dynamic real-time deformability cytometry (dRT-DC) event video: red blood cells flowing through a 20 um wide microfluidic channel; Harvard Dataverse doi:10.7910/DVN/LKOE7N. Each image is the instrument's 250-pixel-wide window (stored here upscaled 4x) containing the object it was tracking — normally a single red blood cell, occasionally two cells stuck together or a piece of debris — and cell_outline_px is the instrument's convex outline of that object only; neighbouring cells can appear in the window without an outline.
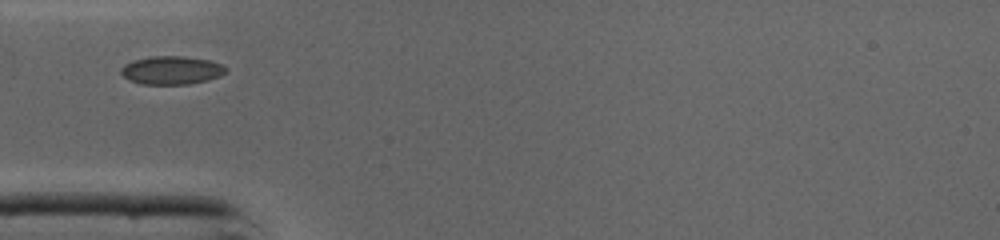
{"species": "common noctule bat (a hibernating species)", "species_latin": "Nyctalus noctula", "temperature_condition": "cold", "stored_images_in_passage": 24, "camera_frame_rate_fps": 3000, "um_per_image_px": 0.085, "animal": {"sex": "male", "body_mass_g": 19.0, "forearm_length_mm": 50.8}, "frame": {"image": 1, "passage_image": 1, "time_ms": 0.0, "image_size_px": [1000, 240], "cell_outline_px": [[228, 68], [220, 76], [208, 80], [188, 84], [140, 84], [128, 80], [120, 72], [120, 68], [124, 64], [132, 60], [152, 56], [184, 56], [208, 60], [220, 64]], "centroid_in_image_um": [14.54, 5.97], "position_along_channel_um": 70.5, "area_um2": 17.34}}
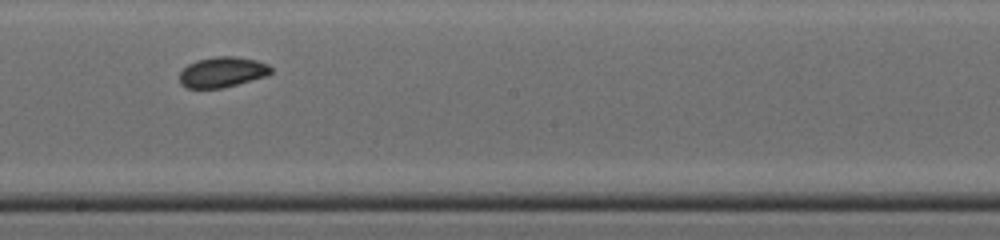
{"frame": {"image": 2, "passage_image": 12, "time_ms": 3.667, "image_size_px": [1000, 240], "cell_outline_px": [[272, 72], [268, 76], [220, 88], [188, 88], [180, 84], [180, 72], [188, 64], [196, 60], [216, 56], [236, 56], [256, 60], [268, 64], [272, 68]], "centroid_in_image_um": [18.91, 6.12], "position_along_channel_um": 229.3, "area_um2": 16.24}}
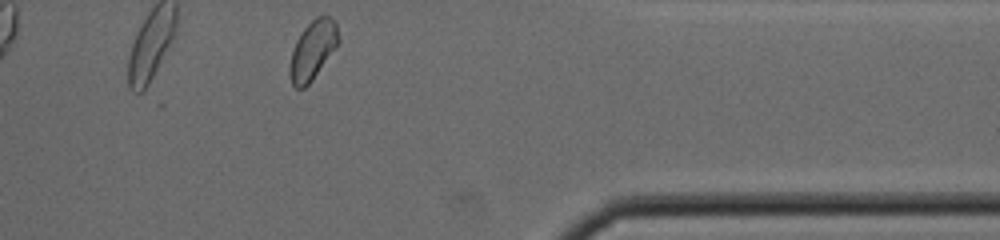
{"frame": {"image": 3, "passage_image": 24, "time_ms": 7.667, "image_size_px": [1000, 240], "cell_outline_px": [[340, 40], [312, 80], [304, 88], [296, 88], [292, 84], [288, 72], [288, 68], [292, 52], [296, 40], [304, 28], [316, 16], [324, 12], [336, 20]], "centroid_in_image_um": [26.58, 4.2], "position_along_channel_um": 384.8, "area_um2": 16.82}}